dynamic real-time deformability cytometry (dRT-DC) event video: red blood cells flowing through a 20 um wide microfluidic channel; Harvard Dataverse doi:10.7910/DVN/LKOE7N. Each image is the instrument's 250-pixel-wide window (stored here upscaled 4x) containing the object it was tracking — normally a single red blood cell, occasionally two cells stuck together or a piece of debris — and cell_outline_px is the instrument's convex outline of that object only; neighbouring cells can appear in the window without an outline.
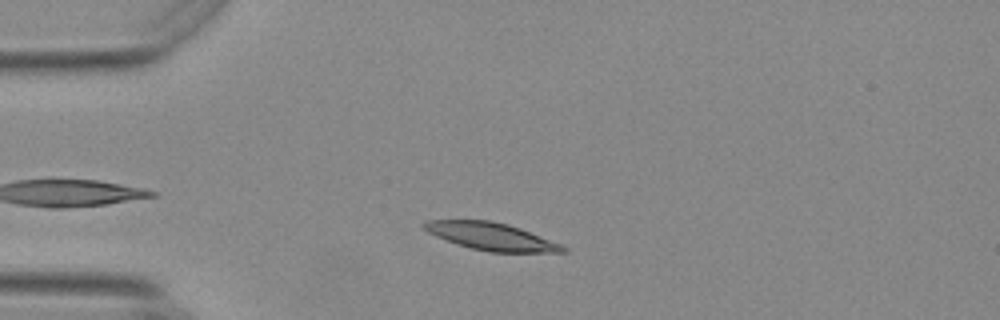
{"species": "Egyptian fruit bat (a non-hibernating species)", "species_latin": "Rousettus aegyptiacus", "temperature_condition": "warm", "stored_images_in_passage": 41, "camera_frame_rate_fps": 3000, "um_per_image_px": 0.085, "animal": {"sex": "female"}, "frame": {"image": 1, "passage_image": 7, "time_ms": 2.0, "image_size_px": [1000, 320], "cell_outline_px": [[568, 252], [488, 252], [456, 244], [436, 236], [428, 232], [420, 224], [428, 220], [488, 220], [508, 224], [520, 228], [560, 244], [568, 248]], "centroid_in_image_um": [41.74, 20.1], "position_along_channel_um": 43.3, "area_um2": 22.08}}
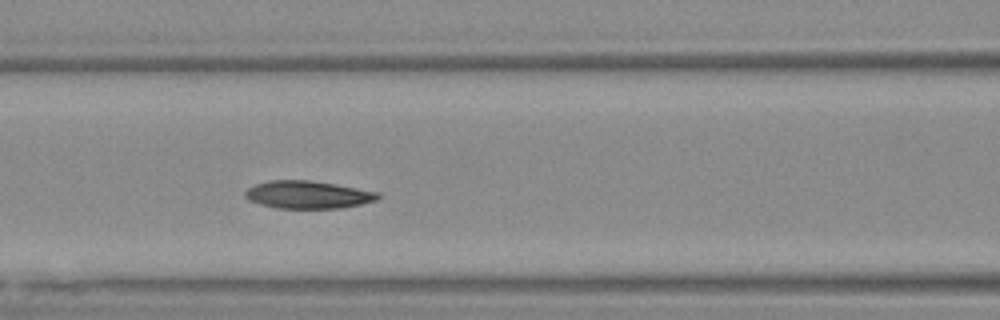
{"frame": {"image": 2, "passage_image": 17, "time_ms": 5.333, "image_size_px": [1000, 320], "cell_outline_px": [[380, 196], [376, 200], [360, 204], [340, 208], [276, 208], [260, 204], [248, 200], [244, 196], [244, 192], [248, 188], [256, 184], [272, 180], [312, 180], [380, 192]], "centroid_in_image_um": [26.15, 16.54], "position_along_channel_um": 140.4, "area_um2": 21.39}}
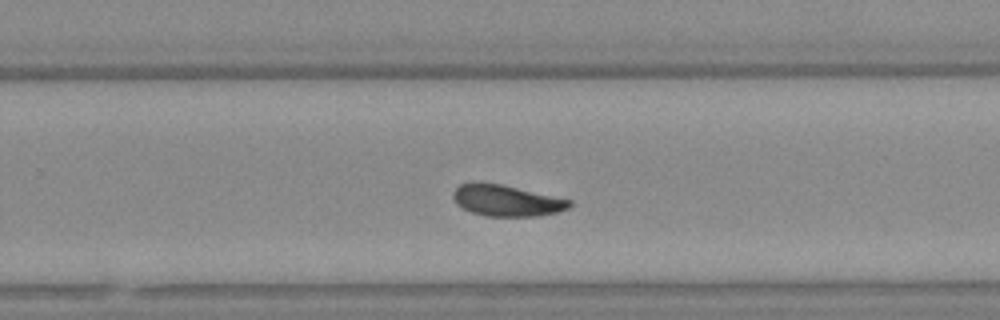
{"frame": {"image": 3, "passage_image": 29, "time_ms": 9.333, "image_size_px": [1000, 320], "cell_outline_px": [[572, 204], [568, 208], [556, 212], [536, 216], [484, 216], [472, 212], [456, 204], [452, 196], [452, 192], [460, 184], [476, 180], [500, 184], [572, 200]], "centroid_in_image_um": [43.0, 17.03], "position_along_channel_um": 286.8, "area_um2": 21.27}, "authors_computed_cell_mechanics": {"area_um2": 21.7906, "velocity_mm_per_s": 3.6784, "shape_relaxation_time_tau1_ms": 3.6318, "shape_relaxation_time_tau2_ms": 2.2643, "deformation_change_tau1": 0.127, "deformation_change_tau2": 0.0757}}